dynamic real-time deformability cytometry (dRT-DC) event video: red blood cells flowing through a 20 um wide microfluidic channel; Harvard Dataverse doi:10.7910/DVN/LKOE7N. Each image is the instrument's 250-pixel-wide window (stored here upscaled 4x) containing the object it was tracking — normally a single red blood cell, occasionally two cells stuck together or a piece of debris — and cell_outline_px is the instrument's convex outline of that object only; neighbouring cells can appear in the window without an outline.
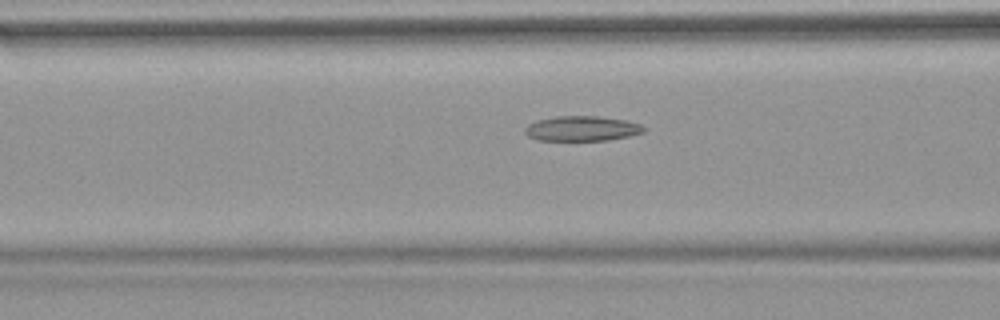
{"species": "common noctule bat (a hibernating species)", "species_latin": "Nyctalus noctula", "temperature_condition": "warm", "stored_images_in_passage": 53, "camera_frame_rate_fps": 3000, "um_per_image_px": 0.085, "animal": {"sex": "female", "body_mass_g": 18.4}, "frame": {"image": 1, "passage_image": 21, "time_ms": 6.667, "image_size_px": [1000, 320], "cell_outline_px": [[644, 132], [628, 136], [608, 140], [540, 140], [528, 136], [524, 132], [524, 128], [528, 124], [536, 120], [556, 116], [596, 116], [624, 120], [640, 124], [644, 128]], "centroid_in_image_um": [49.42, 10.92], "position_along_channel_um": 117.2, "area_um2": 17.17}}
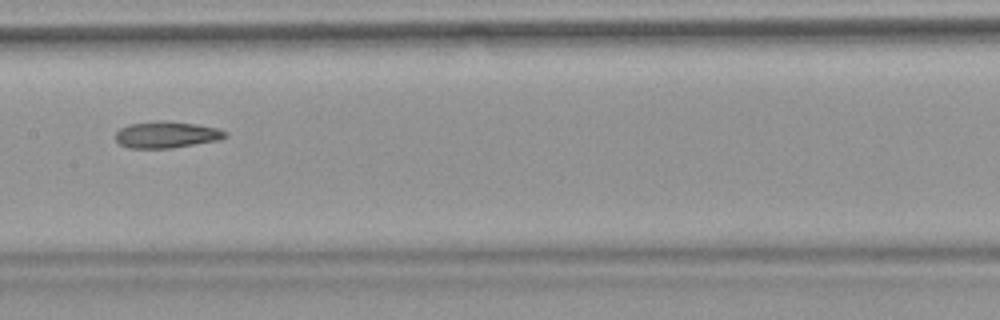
{"frame": {"image": 2, "passage_image": 27, "time_ms": 8.667, "image_size_px": [1000, 320], "cell_outline_px": [[228, 136], [220, 140], [172, 148], [128, 148], [120, 144], [116, 140], [116, 132], [120, 128], [128, 124], [160, 120], [168, 120], [196, 124], [220, 128], [228, 132]], "centroid_in_image_um": [14.19, 11.44], "position_along_channel_um": 193.2, "area_um2": 17.28}}
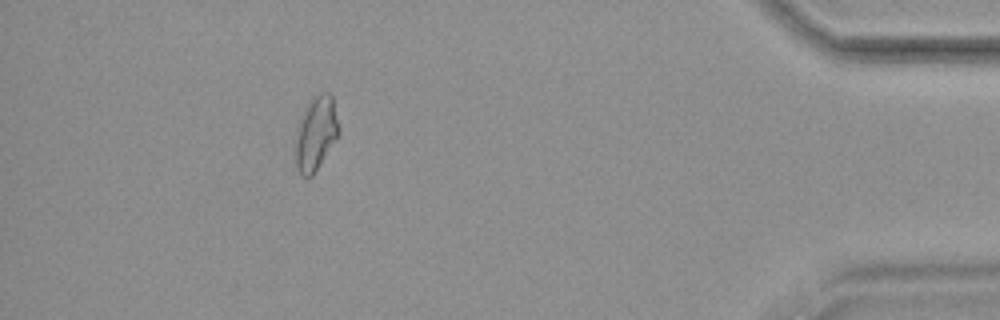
{"frame": {"image": 3, "passage_image": 48, "time_ms": 15.667, "image_size_px": [1000, 320], "cell_outline_px": [[340, 132], [312, 176], [300, 176], [296, 168], [296, 136], [300, 120], [308, 100], [312, 96], [320, 92], [332, 92], [340, 128]], "centroid_in_image_um": [26.87, 11.27], "position_along_channel_um": 408.3, "area_um2": 18.73}, "authors_computed_cell_mechanics": {"area_um2": 17.918, "velocity_mm_per_s": 3.8179, "shape_relaxation_time_tau1_ms": null, "shape_relaxation_time_tau2_ms": 3.6834, "deformation_change_tau1": null, "deformation_change_tau2": 0.1094}}